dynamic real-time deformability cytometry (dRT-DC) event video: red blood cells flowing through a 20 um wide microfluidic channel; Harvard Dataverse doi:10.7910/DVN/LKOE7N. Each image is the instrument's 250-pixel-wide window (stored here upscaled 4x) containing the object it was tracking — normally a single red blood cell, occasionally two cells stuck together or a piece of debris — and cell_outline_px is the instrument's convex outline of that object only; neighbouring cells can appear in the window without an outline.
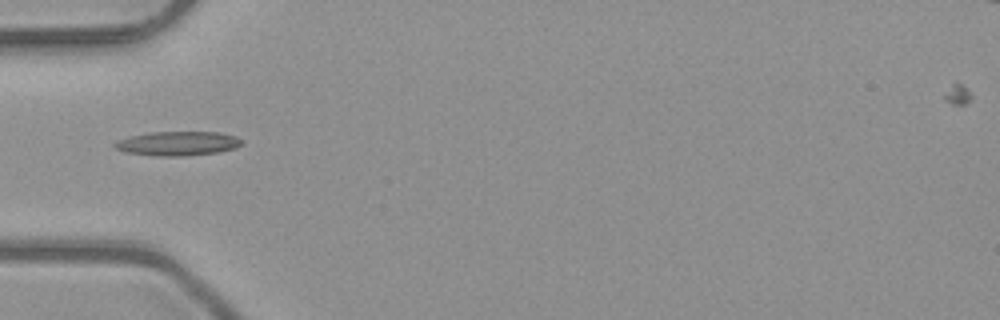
{"species": "common noctule bat (a hibernating species)", "species_latin": "Nyctalus noctula", "temperature_condition": "room temperature", "stored_images_in_passage": 3, "camera_frame_rate_fps": 3000, "um_per_image_px": 0.085, "animal": {"sex": "male", "body_mass_g": 23.1, "forearm_length_mm": 52.7}, "frame": {"image": 1, "passage_image": 2, "time_ms": 0.333, "image_size_px": [1000, 320], "cell_outline_px": [[244, 144], [236, 148], [220, 152], [184, 156], [156, 156], [124, 152], [116, 148], [112, 144], [116, 140], [148, 132], [220, 132], [236, 136], [244, 140]], "centroid_in_image_um": [15.15, 12.2], "position_along_channel_um": 69.9, "area_um2": 18.21}}
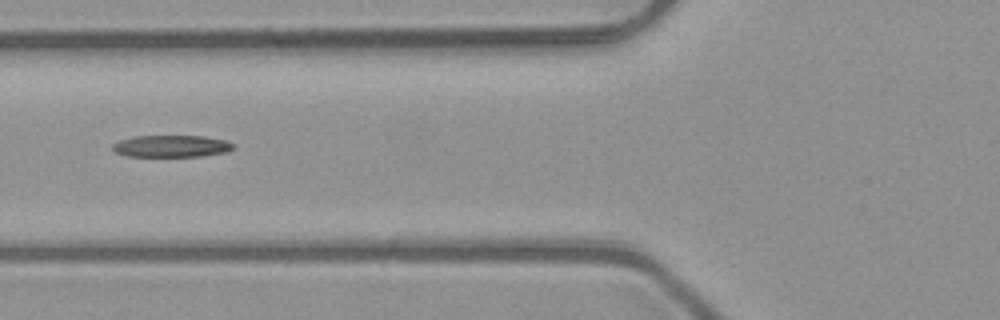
{"frame": {"image": 2, "passage_image": 3, "time_ms": 0.667, "image_size_px": [1000, 320], "cell_outline_px": [[232, 148], [224, 152], [200, 156], [128, 156], [116, 152], [112, 148], [112, 144], [120, 140], [132, 136], [204, 136], [224, 140], [232, 144]], "centroid_in_image_um": [14.5, 12.41], "position_along_channel_um": 111.3, "area_um2": 15.14}}